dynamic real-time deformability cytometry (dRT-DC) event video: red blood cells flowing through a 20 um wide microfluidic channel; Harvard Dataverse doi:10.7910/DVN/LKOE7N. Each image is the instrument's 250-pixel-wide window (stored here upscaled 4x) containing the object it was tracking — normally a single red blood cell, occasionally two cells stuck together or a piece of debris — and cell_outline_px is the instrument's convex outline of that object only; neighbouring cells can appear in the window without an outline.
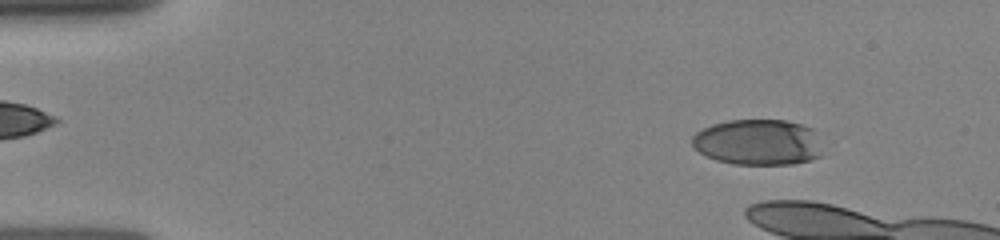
{"species": "human", "species_latin": "Homo sapiens", "temperature_condition": "room temperature", "stored_images_in_passage": 17, "camera_frame_rate_fps": 3000, "um_per_image_px": 0.085, "donor": {"sex": "female"}, "frame": {"image": 1, "passage_image": 7, "time_ms": 1.667, "image_size_px": [1000, 240], "cell_outline_px": [[820, 156], [812, 160], [792, 164], [732, 164], [716, 160], [700, 152], [692, 144], [692, 136], [696, 132], [712, 124], [728, 120], [784, 120], [804, 124], [812, 128]], "centroid_in_image_um": [64.38, 12.08], "position_along_channel_um": 20.6, "area_um2": 34.51}}